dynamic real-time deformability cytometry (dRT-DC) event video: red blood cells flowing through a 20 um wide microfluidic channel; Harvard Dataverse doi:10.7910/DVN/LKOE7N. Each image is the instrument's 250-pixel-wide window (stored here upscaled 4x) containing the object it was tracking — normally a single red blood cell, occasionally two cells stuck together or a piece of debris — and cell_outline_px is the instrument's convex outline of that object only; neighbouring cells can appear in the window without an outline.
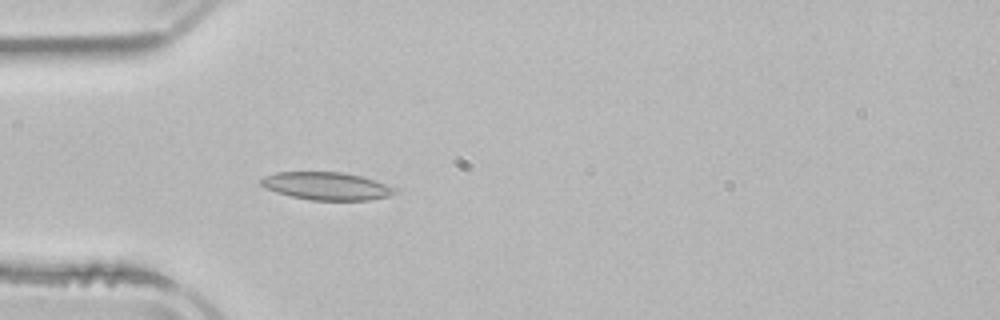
{"species": "common noctule bat (a hibernating species)", "species_latin": "Nyctalus noctula", "temperature_condition": "room temperature", "stored_images_in_passage": 3, "camera_frame_rate_fps": 3000, "um_per_image_px": 0.085, "animal": {"sex": "male", "body_mass_g": 21.5, "forearm_length_mm": 52.0}, "frame": {"image": 1, "passage_image": 3, "time_ms": 3.0, "image_size_px": [1000, 320], "cell_outline_px": [[396, 192], [388, 196], [368, 200], [312, 200], [292, 196], [276, 192], [264, 188], [260, 184], [260, 180], [264, 176], [276, 172], [340, 172], [360, 176], [396, 188]], "centroid_in_image_um": [27.7, 15.81], "position_along_channel_um": 57.3, "area_um2": 21.39}}